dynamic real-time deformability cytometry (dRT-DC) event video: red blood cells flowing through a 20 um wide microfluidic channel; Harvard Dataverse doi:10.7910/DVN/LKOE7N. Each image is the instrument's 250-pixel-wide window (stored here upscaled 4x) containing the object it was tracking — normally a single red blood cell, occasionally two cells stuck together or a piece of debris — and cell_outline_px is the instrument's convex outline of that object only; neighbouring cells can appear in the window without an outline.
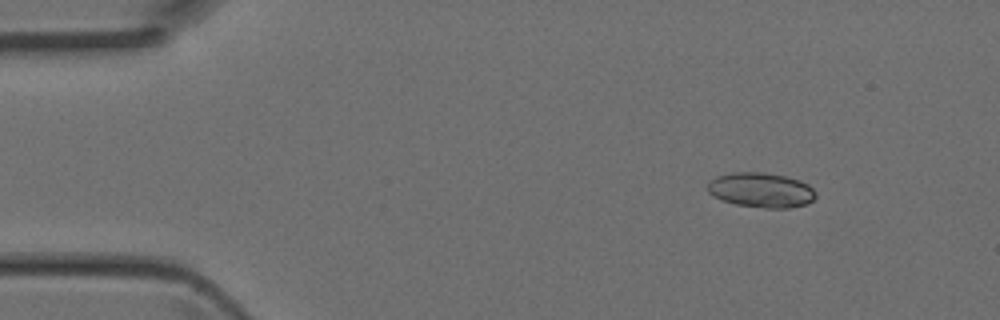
{"species": "Egyptian fruit bat (a non-hibernating species)", "species_latin": "Rousettus aegyptiacus", "temperature_condition": "room temperature", "stored_images_in_passage": 4, "camera_frame_rate_fps": 3000, "um_per_image_px": 0.085, "animal": {"sex": "female"}, "frame": {"image": 1, "passage_image": 2, "time_ms": 0.333, "image_size_px": [1000, 320], "cell_outline_px": [[816, 196], [808, 204], [792, 208], [764, 208], [736, 204], [720, 200], [712, 196], [708, 192], [708, 180], [716, 176], [732, 172], [764, 172], [784, 176], [800, 180], [808, 184], [816, 192]], "centroid_in_image_um": [64.68, 16.16], "position_along_channel_um": 20.3, "area_um2": 22.25}}
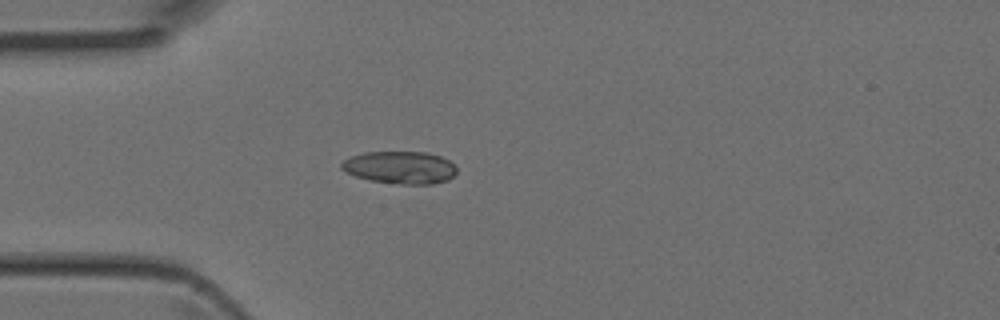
{"frame": {"image": 2, "passage_image": 4, "time_ms": 1.0, "image_size_px": [1000, 320], "cell_outline_px": [[456, 172], [448, 180], [432, 184], [400, 184], [372, 180], [356, 176], [340, 168], [340, 164], [344, 160], [352, 156], [364, 152], [428, 152], [440, 156], [448, 160], [456, 168]], "centroid_in_image_um": [34.01, 14.23], "position_along_channel_um": 51.0, "area_um2": 21.62}}